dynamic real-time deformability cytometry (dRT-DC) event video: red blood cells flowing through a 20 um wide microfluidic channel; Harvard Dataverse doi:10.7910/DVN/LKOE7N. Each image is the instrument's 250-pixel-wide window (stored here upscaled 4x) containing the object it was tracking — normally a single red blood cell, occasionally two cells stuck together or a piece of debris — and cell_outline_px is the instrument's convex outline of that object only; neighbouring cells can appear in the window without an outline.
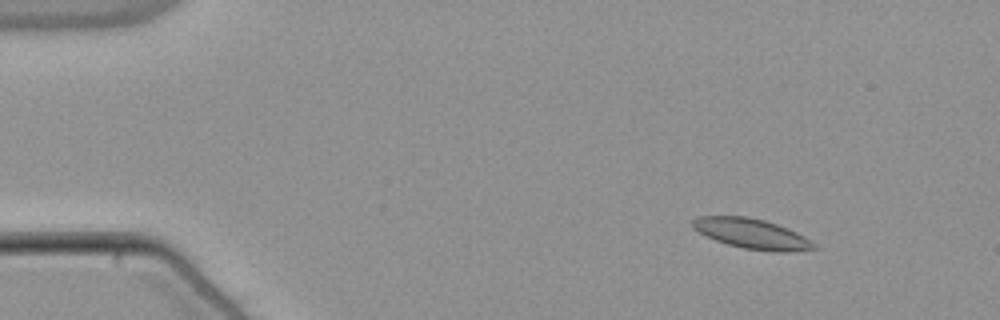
{"species": "common noctule bat (a hibernating species)", "species_latin": "Nyctalus noctula", "temperature_condition": "warm", "stored_images_in_passage": 48, "camera_frame_rate_fps": 3000, "um_per_image_px": 0.085, "animal": {"sex": "male", "body_mass_g": 21.5, "forearm_length_mm": 52.0}, "frame": {"image": 1, "passage_image": 1, "time_ms": 0.0, "image_size_px": [1000, 320], "cell_outline_px": [[816, 248], [788, 252], [776, 252], [744, 248], [728, 244], [716, 240], [692, 228], [692, 220], [700, 216], [744, 216], [764, 220], [788, 228], [812, 240], [816, 244]], "centroid_in_image_um": [63.93, 19.86], "position_along_channel_um": 21.1, "area_um2": 21.04}}
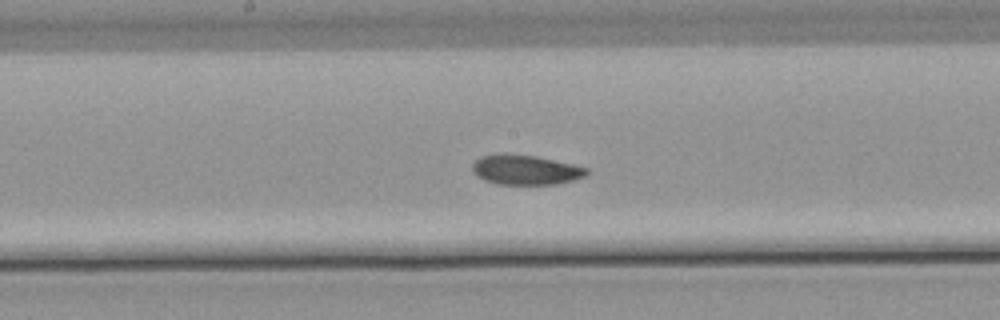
{"frame": {"image": 2, "passage_image": 23, "time_ms": 7.333, "image_size_px": [1000, 320], "cell_outline_px": [[588, 176], [556, 184], [496, 184], [484, 180], [476, 176], [472, 172], [472, 164], [476, 160], [484, 156], [536, 156], [572, 164], [588, 168]], "centroid_in_image_um": [44.71, 14.48], "position_along_channel_um": 203.5, "area_um2": 19.25}}
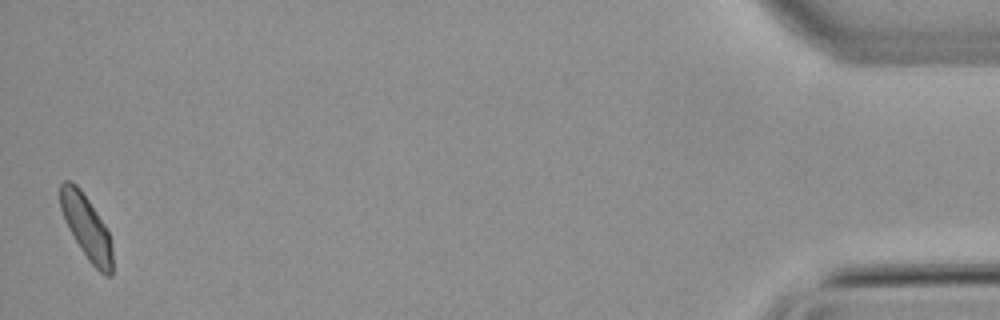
{"frame": {"image": 3, "passage_image": 48, "time_ms": 15.667, "image_size_px": [1000, 320], "cell_outline_px": [[112, 276], [104, 276], [88, 260], [80, 248], [64, 220], [60, 208], [60, 184], [64, 180], [68, 180], [76, 184], [80, 188], [104, 224], [108, 232], [112, 248]], "centroid_in_image_um": [7.34, 19.31], "position_along_channel_um": 427.9, "area_um2": 19.25}, "authors_computed_cell_mechanics": {"area_um2": 20.1433, "velocity_mm_per_s": 3.7958, "shape_relaxation_time_tau1_ms": 5.7288, "shape_relaxation_time_tau2_ms": 4.3631, "deformation_change_tau1": 0.0955, "deformation_change_tau2": 0.0773}}